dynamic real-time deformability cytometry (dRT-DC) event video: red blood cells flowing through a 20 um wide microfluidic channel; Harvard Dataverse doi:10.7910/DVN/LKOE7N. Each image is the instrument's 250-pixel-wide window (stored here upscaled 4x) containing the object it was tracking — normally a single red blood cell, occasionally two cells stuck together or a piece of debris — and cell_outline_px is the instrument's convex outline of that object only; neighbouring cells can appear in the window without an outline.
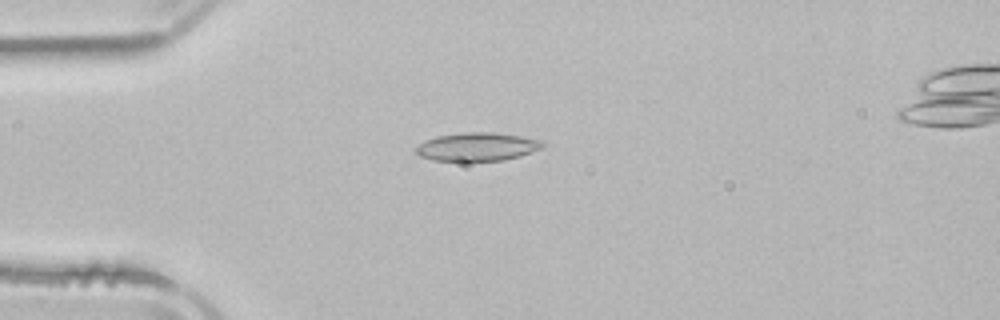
{"species": "common noctule bat (a hibernating species)", "species_latin": "Nyctalus noctula", "temperature_condition": "room temperature", "stored_images_in_passage": 4, "camera_frame_rate_fps": 3000, "um_per_image_px": 0.085, "animal": {"sex": "male", "body_mass_g": 21.5, "forearm_length_mm": 52.0}, "frame": {"image": 1, "passage_image": 3, "time_ms": 3.0, "image_size_px": [1000, 320], "cell_outline_px": [[544, 148], [520, 156], [504, 160], [432, 160], [420, 156], [412, 148], [424, 140], [436, 136], [464, 132], [492, 132], [520, 136], [544, 140]], "centroid_in_image_um": [40.56, 12.46], "position_along_channel_um": 44.4, "area_um2": 21.04}}